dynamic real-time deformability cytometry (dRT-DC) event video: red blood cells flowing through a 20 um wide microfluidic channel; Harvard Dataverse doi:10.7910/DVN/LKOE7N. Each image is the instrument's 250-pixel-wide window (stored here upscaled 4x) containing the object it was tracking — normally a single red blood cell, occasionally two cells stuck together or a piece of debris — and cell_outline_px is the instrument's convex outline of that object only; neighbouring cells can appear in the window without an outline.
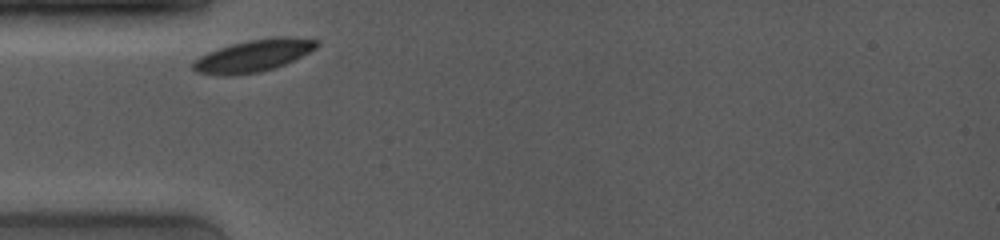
{"species": "common noctule bat (a hibernating species)", "species_latin": "Nyctalus noctula", "temperature_condition": "room temperature", "stored_images_in_passage": 21, "camera_frame_rate_fps": 4000, "um_per_image_px": 0.085, "animal": {"sex": "female", "body_mass_g": 19.0, "forearm_length_mm": 53.3}, "frame": {"image": 1, "passage_image": 1, "time_ms": 0.0, "image_size_px": [1000, 240], "cell_outline_px": [[320, 44], [316, 48], [284, 64], [260, 72], [228, 76], [224, 76], [196, 72], [192, 68], [192, 64], [200, 56], [208, 52], [232, 44], [248, 40], [276, 36], [284, 36], [320, 40]], "centroid_in_image_um": [21.54, 4.73], "position_along_channel_um": 63.5, "area_um2": 22.95}}
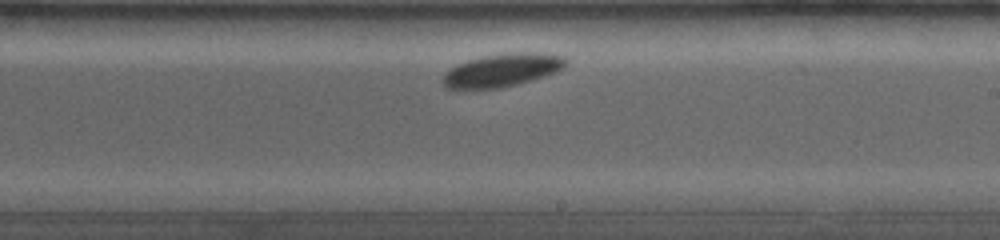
{"frame": {"image": 2, "passage_image": 12, "time_ms": 5.0, "image_size_px": [1000, 240], "cell_outline_px": [[568, 60], [564, 68], [556, 72], [532, 80], [500, 88], [444, 88], [440, 80], [444, 72], [456, 64], [468, 60], [484, 56], [504, 52], [540, 52], [564, 56]], "centroid_in_image_um": [42.68, 5.94], "position_along_channel_um": 246.3, "area_um2": 23.99}}
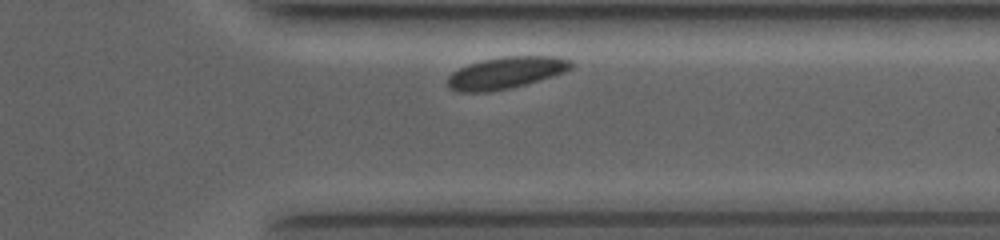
{"frame": {"image": 3, "passage_image": 19, "time_ms": 8.25, "image_size_px": [1000, 240], "cell_outline_px": [[572, 68], [564, 72], [552, 76], [524, 84], [492, 92], [456, 92], [448, 88], [448, 76], [452, 72], [468, 64], [484, 60], [504, 56], [560, 56], [572, 60]], "centroid_in_image_um": [43.0, 6.18], "position_along_channel_um": 368.4, "area_um2": 22.89}, "authors_computed_cell_mechanics": {"area_um2": 22.831, "velocity_mm_per_s": 3.7079, "shape_relaxation_time_tau1_ms": 0.4609, "shape_relaxation_time_tau2_ms": null, "deformation_change_tau1": 0.0242, "deformation_change_tau2": null}}